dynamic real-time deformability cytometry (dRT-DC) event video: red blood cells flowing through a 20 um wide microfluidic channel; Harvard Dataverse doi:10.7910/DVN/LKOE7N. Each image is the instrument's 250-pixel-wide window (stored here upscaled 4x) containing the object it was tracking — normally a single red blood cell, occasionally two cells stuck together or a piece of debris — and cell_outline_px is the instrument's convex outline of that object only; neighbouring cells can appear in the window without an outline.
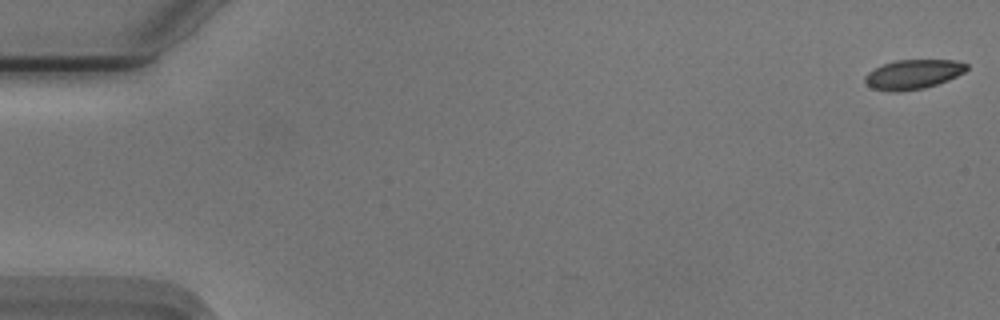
{"species": "Egyptian fruit bat (a non-hibernating species)", "species_latin": "Rousettus aegyptiacus", "temperature_condition": "cold", "stored_images_in_passage": 5, "camera_frame_rate_fps": 3000, "um_per_image_px": 0.085, "animal": {"sex": "male"}, "frame": {"image": 1, "passage_image": 1, "time_ms": 0.0, "image_size_px": [1000, 320], "cell_outline_px": [[968, 68], [964, 72], [948, 80], [924, 88], [896, 92], [892, 92], [872, 88], [864, 80], [864, 76], [868, 72], [884, 64], [896, 60], [956, 60], [968, 64]], "centroid_in_image_um": [77.62, 6.31], "position_along_channel_um": 7.4, "area_um2": 17.34}}